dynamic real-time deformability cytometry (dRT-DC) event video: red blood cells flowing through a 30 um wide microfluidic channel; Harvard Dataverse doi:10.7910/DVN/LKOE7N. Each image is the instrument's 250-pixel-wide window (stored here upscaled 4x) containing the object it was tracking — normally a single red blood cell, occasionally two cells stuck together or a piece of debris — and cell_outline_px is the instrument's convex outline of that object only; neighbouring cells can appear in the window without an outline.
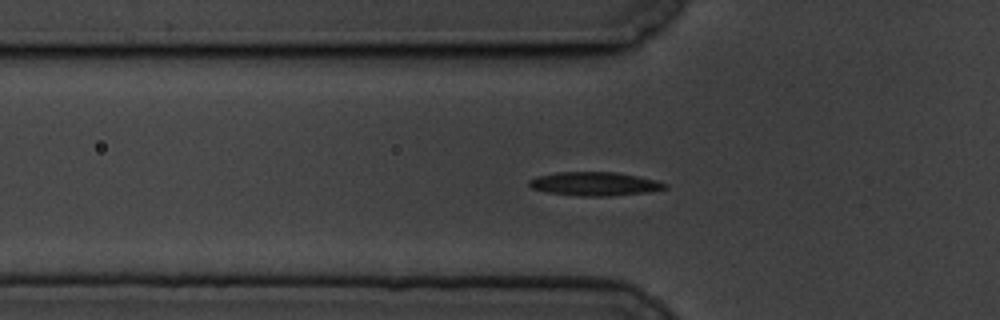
{"species": "common noctule bat (a hibernating species)", "species_latin": "Nyctalus noctula", "temperature_condition": "cold", "stored_images_in_passage": 62, "camera_frame_rate_fps": 3000, "um_per_image_px": 0.085, "animal": {"sex": "male", "body_mass_g": 19.5, "forearm_length_mm": 54.6}, "frame": {"image": 1, "passage_image": 21, "time_ms": 6.667, "image_size_px": [1000, 320], "cell_outline_px": [[668, 188], [652, 192], [608, 196], [580, 196], [548, 192], [532, 188], [528, 184], [528, 180], [536, 176], [556, 172], [616, 172], [656, 180], [668, 184]], "centroid_in_image_um": [50.57, 15.63], "position_along_channel_um": 75.2, "area_um2": 18.84}}
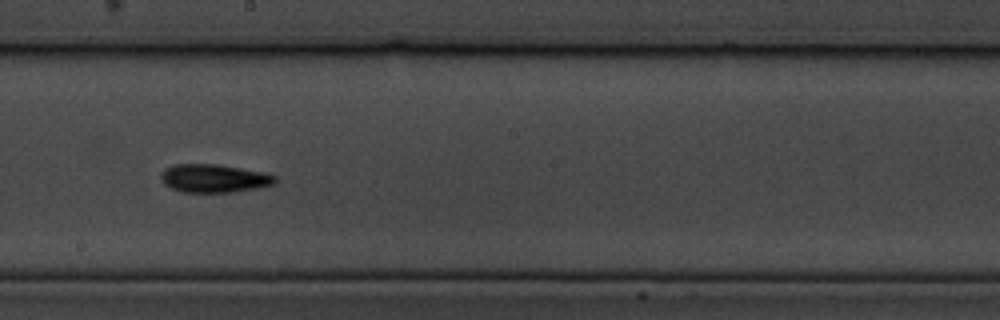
{"frame": {"image": 2, "passage_image": 35, "time_ms": 11.333, "image_size_px": [1000, 320], "cell_outline_px": [[276, 184], [260, 188], [232, 192], [180, 192], [164, 184], [160, 180], [160, 172], [164, 168], [172, 164], [216, 164], [268, 172], [276, 176]], "centroid_in_image_um": [18.2, 15.15], "position_along_channel_um": 230.0, "area_um2": 19.25}}
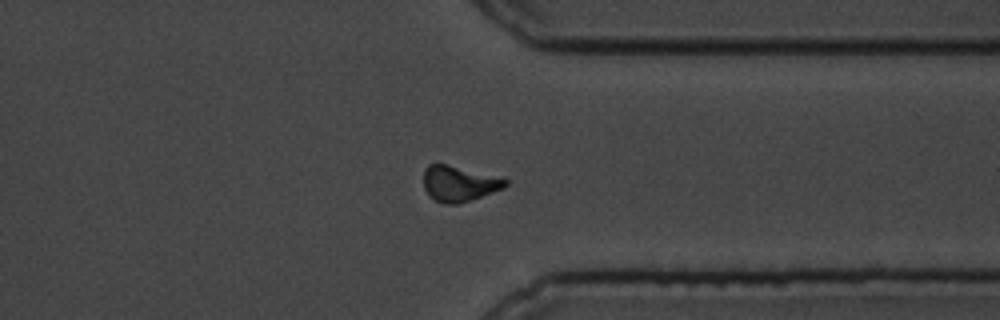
{"frame": {"image": 3, "passage_image": 48, "time_ms": 15.667, "image_size_px": [1000, 320], "cell_outline_px": [[508, 184], [504, 188], [456, 204], [444, 204], [436, 200], [424, 188], [424, 168], [428, 164], [436, 160], [504, 176], [508, 180]], "centroid_in_image_um": [39.05, 15.51], "position_along_channel_um": 372.4, "area_um2": 17.69}, "authors_computed_cell_mechanics": {"area_um2": 17.1088, "velocity_mm_per_s": 3.3176, "shape_relaxation_time_tau1_ms": 3.6676, "shape_relaxation_time_tau2_ms": null, "deformation_change_tau1": 0.1528, "deformation_change_tau2": null}}